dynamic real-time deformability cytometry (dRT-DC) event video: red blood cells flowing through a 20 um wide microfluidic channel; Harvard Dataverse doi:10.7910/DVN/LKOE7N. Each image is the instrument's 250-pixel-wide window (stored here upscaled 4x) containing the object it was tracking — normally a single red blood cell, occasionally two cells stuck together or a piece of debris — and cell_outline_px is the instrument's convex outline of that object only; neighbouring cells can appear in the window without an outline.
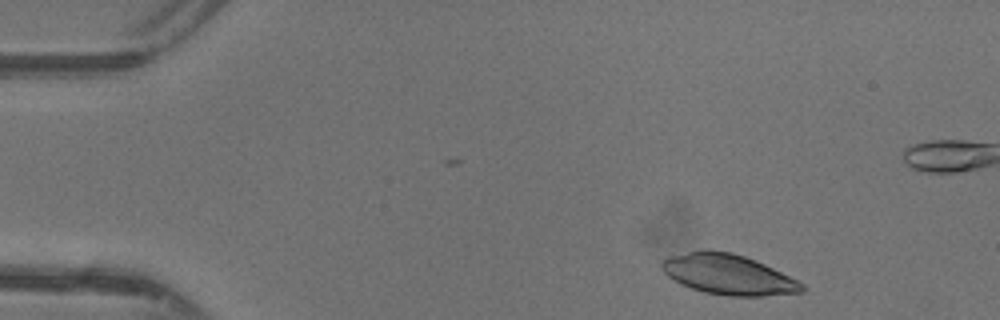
{"species": "common noctule bat (a hibernating species)", "species_latin": "Nyctalus noctula", "temperature_condition": "warm", "stored_images_in_passage": 44, "segment_of_instrument_passage": [1, 2], "camera_frame_rate_fps": 3000, "um_per_image_px": 0.085, "animal": {"sex": "female"}, "frame": {"image": 1, "passage_image": 2, "time_ms": 0.333, "image_size_px": [1000, 320], "cell_outline_px": [[808, 288], [804, 292], [764, 296], [728, 296], [704, 292], [680, 284], [668, 276], [660, 268], [660, 264], [668, 256], [704, 248], [732, 252], [756, 260], [804, 284]], "centroid_in_image_um": [61.88, 23.32], "position_along_channel_um": 23.1, "area_um2": 33.12}}
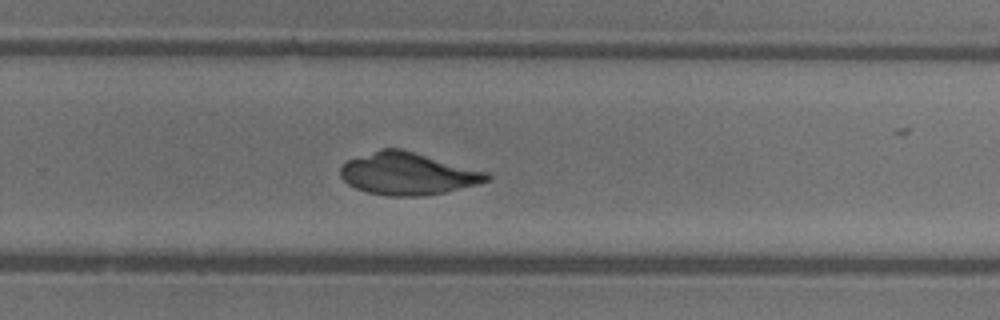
{"frame": {"image": 2, "passage_image": 27, "time_ms": 8.667, "image_size_px": [1000, 320], "cell_outline_px": [[492, 176], [488, 180], [476, 184], [444, 192], [424, 196], [388, 196], [368, 192], [356, 188], [348, 184], [340, 176], [340, 168], [348, 160], [380, 148], [400, 148], [488, 172]], "centroid_in_image_um": [34.64, 14.76], "position_along_channel_um": 295.2, "area_um2": 35.84}}
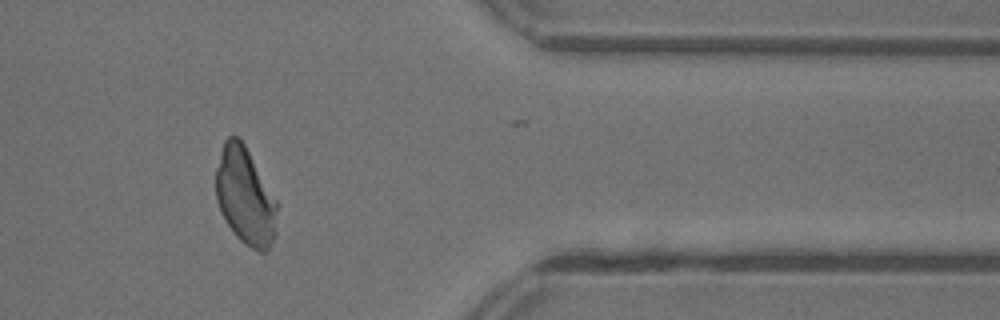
{"frame": {"image": 3, "passage_image": 35, "time_ms": 11.333, "image_size_px": [1000, 320], "cell_outline_px": [[280, 204], [276, 236], [268, 248], [264, 252], [260, 252], [244, 244], [236, 236], [228, 224], [216, 200], [216, 168], [220, 152], [224, 140], [228, 136], [236, 136], [244, 144]], "centroid_in_image_um": [20.89, 16.7], "position_along_channel_um": 390.5, "area_um2": 35.03}}